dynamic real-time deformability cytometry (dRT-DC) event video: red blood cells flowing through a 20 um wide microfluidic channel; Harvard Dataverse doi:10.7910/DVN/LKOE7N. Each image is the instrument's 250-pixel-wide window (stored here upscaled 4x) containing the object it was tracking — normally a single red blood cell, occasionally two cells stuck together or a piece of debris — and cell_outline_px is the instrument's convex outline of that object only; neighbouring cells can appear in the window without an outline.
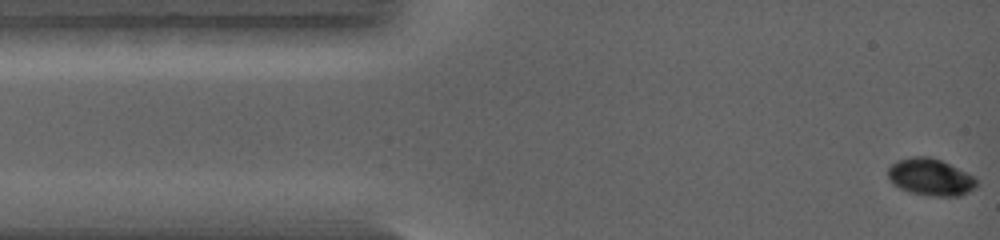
{"species": "common noctule bat (a hibernating species)", "species_latin": "Nyctalus noctula", "temperature_condition": "warm", "stored_images_in_passage": 51, "camera_frame_rate_fps": 5000, "um_per_image_px": 0.085, "animal": {"sex": "female", "body_mass_g": 19.0, "forearm_length_mm": 56.7}, "frame": {"image": 1, "passage_image": 1, "time_ms": 0.0, "image_size_px": [1000, 240], "cell_outline_px": [[976, 188], [960, 196], [928, 196], [908, 192], [892, 184], [888, 180], [888, 168], [896, 160], [912, 156], [928, 156], [940, 160], [976, 176]], "centroid_in_image_um": [79.07, 15.06], "position_along_channel_um": 5.9, "area_um2": 19.36}}
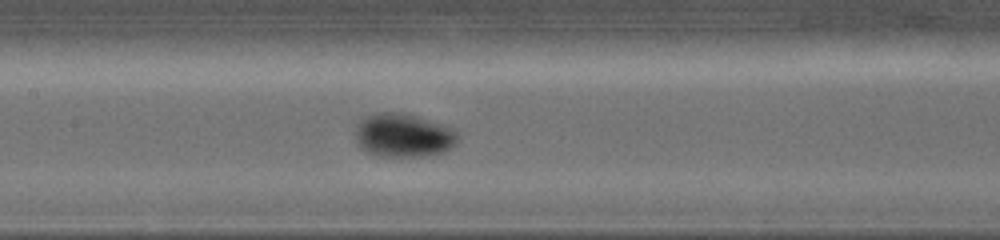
{"frame": {"image": 2, "passage_image": 24, "time_ms": 4.6, "image_size_px": [1000, 240], "cell_outline_px": [[460, 136], [456, 144], [452, 148], [444, 152], [424, 156], [380, 156], [368, 152], [360, 148], [356, 144], [356, 120], [372, 112], [404, 112], [444, 124], [456, 128]], "centroid_in_image_um": [34.3, 11.47], "position_along_channel_um": 173.1, "area_um2": 26.88}}
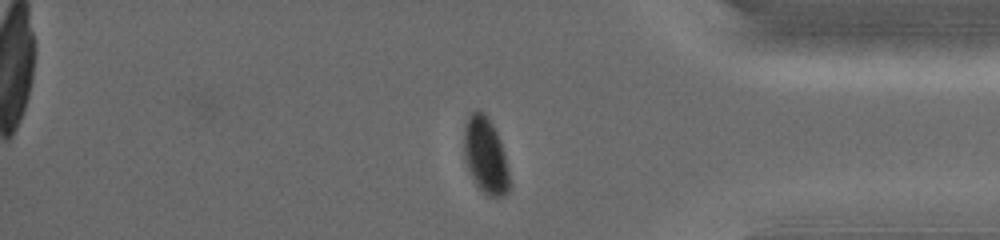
{"frame": {"image": 3, "passage_image": 46, "time_ms": 9.0, "image_size_px": [1000, 240], "cell_outline_px": [[512, 188], [504, 196], [488, 196], [476, 184], [468, 168], [464, 156], [464, 128], [468, 116], [476, 108], [484, 112], [492, 124], [496, 132], [504, 152], [512, 184]], "centroid_in_image_um": [41.29, 13.23], "position_along_channel_um": 393.9, "area_um2": 20.29}}